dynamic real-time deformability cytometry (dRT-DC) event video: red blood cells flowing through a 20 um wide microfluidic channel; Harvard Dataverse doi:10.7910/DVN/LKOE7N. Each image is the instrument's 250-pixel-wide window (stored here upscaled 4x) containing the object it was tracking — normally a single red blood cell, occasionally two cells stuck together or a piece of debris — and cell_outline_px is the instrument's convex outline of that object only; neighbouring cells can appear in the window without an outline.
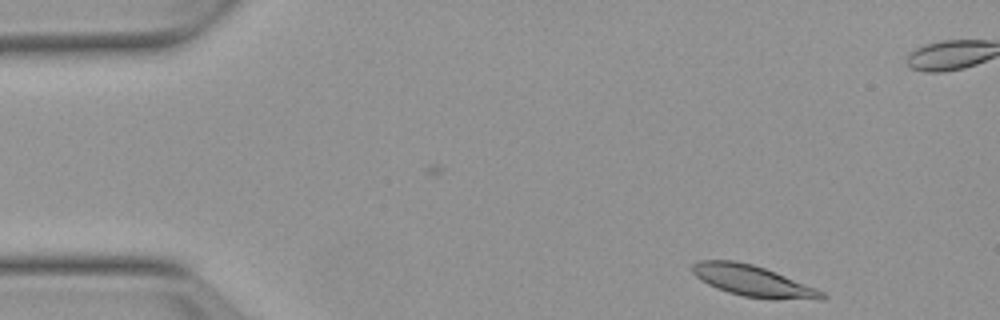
{"species": "Egyptian fruit bat (a non-hibernating species)", "species_latin": "Rousettus aegyptiacus", "temperature_condition": "warm", "stored_images_in_passage": 11, "camera_frame_rate_fps": 3000, "um_per_image_px": 0.085, "animal": {"sex": "female"}, "frame": {"image": 1, "passage_image": 1, "time_ms": 0.0, "image_size_px": [1000, 320], "cell_outline_px": [[828, 296], [824, 300], [772, 300], [744, 296], [728, 292], [716, 288], [700, 280], [692, 272], [692, 264], [696, 260], [736, 260], [752, 264], [776, 272], [816, 288], [824, 292]], "centroid_in_image_um": [64.04, 23.9], "position_along_channel_um": 21.0, "area_um2": 23.87}}